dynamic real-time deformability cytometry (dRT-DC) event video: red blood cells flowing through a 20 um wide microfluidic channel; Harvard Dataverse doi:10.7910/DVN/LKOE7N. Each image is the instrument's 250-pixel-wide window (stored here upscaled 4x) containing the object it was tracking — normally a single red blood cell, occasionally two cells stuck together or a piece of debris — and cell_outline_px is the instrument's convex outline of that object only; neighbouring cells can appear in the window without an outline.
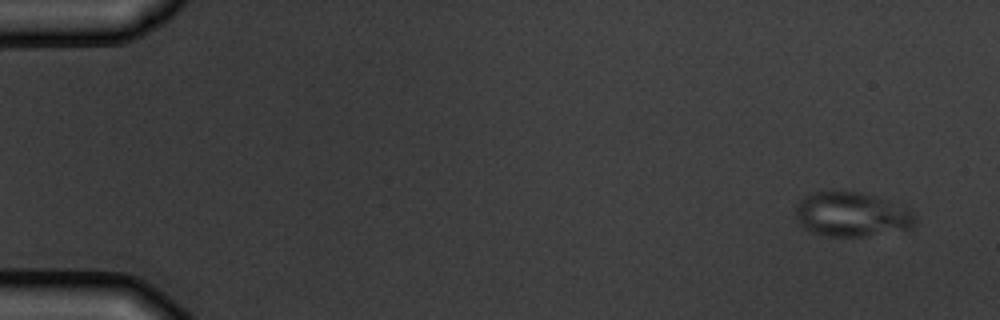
{"species": "common noctule bat (a hibernating species)", "species_latin": "Nyctalus noctula", "temperature_condition": "warm", "stored_images_in_passage": 5, "camera_frame_rate_fps": 3000, "um_per_image_px": 0.085, "animal": {"sex": "male", "body_mass_g": 19.5, "forearm_length_mm": 54.6}, "frame": {"image": 1, "passage_image": 1, "time_ms": 0.0, "image_size_px": [1000, 320], "cell_outline_px": [[916, 224], [912, 228], [864, 236], [820, 236], [804, 228], [800, 224], [796, 216], [796, 208], [800, 200], [804, 196], [816, 192], [832, 188], [860, 192], [876, 196], [912, 212]], "centroid_in_image_um": [72.32, 18.2], "position_along_channel_um": 12.7, "area_um2": 31.1}}